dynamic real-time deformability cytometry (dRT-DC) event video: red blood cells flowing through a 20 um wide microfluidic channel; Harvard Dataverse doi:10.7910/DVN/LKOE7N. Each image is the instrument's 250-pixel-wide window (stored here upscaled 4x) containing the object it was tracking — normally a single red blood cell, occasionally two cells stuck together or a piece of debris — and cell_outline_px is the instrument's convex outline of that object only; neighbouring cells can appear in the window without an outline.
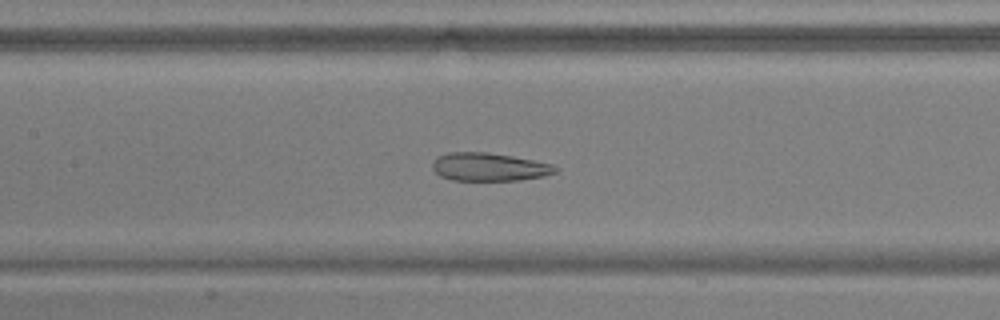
{"species": "common noctule bat (a hibernating species)", "species_latin": "Nyctalus noctula", "temperature_condition": "warm", "stored_images_in_passage": 54, "camera_frame_rate_fps": 3000, "um_per_image_px": 0.085, "animal": {"sex": "male", "body_mass_g": 17.9, "forearm_length_mm": 54.2}, "frame": {"image": 1, "passage_image": 26, "time_ms": 8.333, "image_size_px": [1000, 320], "cell_outline_px": [[560, 168], [556, 172], [544, 176], [516, 180], [452, 180], [440, 176], [432, 168], [432, 164], [440, 156], [448, 152], [488, 152], [512, 156], [552, 164]], "centroid_in_image_um": [41.59, 14.19], "position_along_channel_um": 165.8, "area_um2": 20.0}}
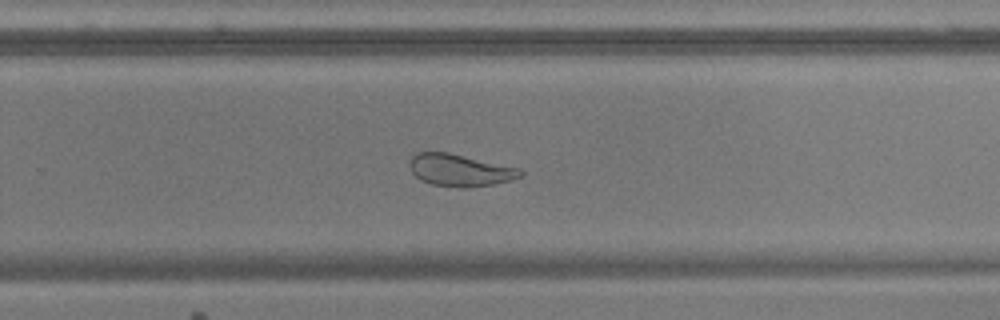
{"frame": {"image": 2, "passage_image": 36, "time_ms": 11.667, "image_size_px": [1000, 320], "cell_outline_px": [[524, 176], [492, 184], [464, 188], [432, 184], [420, 180], [412, 172], [408, 164], [408, 160], [416, 152], [448, 152], [520, 168], [524, 172]], "centroid_in_image_um": [39.07, 14.45], "position_along_channel_um": 290.7, "area_um2": 20.75}}
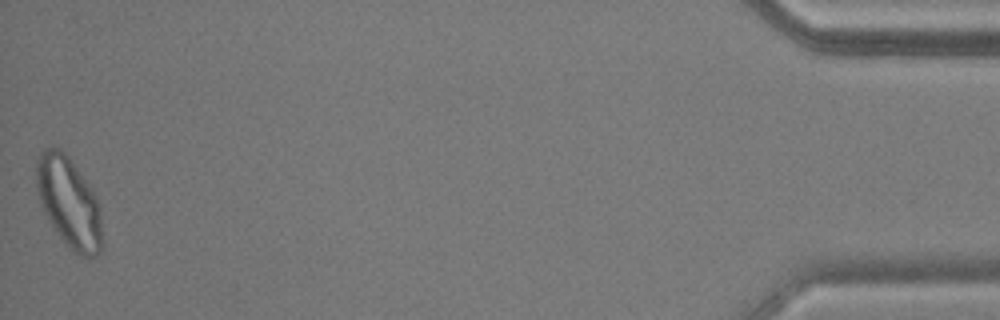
{"frame": {"image": 3, "passage_image": 54, "time_ms": 17.667, "image_size_px": [1000, 320], "cell_outline_px": [[104, 248], [96, 256], [80, 256], [60, 236], [48, 220], [40, 204], [36, 188], [36, 160], [40, 152], [44, 148], [60, 148], [68, 156], [92, 188], [96, 196], [100, 208], [104, 244]], "centroid_in_image_um": [5.88, 17.19], "position_along_channel_um": 429.3, "area_um2": 34.91}, "authors_computed_cell_mechanics": {"area_um2": 28.1775, "velocity_mm_per_s": 3.7638, "shape_relaxation_time_tau1_ms": null, "shape_relaxation_time_tau2_ms": 1.2267, "deformation_change_tau1": null, "deformation_change_tau2": 0.0847}}